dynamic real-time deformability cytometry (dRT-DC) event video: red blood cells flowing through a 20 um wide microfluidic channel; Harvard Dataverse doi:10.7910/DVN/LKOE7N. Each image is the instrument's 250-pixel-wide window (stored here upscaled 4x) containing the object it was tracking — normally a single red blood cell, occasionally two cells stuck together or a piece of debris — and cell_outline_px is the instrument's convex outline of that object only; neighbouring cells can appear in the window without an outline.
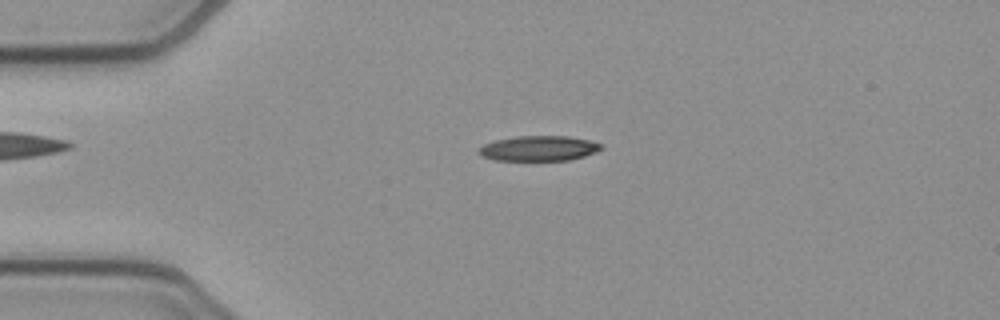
{"species": "common noctule bat (a hibernating species)", "species_latin": "Nyctalus noctula", "temperature_condition": "cold", "stored_images_in_passage": 52, "camera_frame_rate_fps": 3000, "um_per_image_px": 0.085, "animal": {"sex": "female", "body_mass_g": 21.9}, "frame": {"image": 1, "passage_image": 12, "time_ms": 3.667, "image_size_px": [1000, 320], "cell_outline_px": [[604, 148], [596, 152], [584, 156], [568, 160], [496, 160], [480, 156], [476, 152], [484, 144], [496, 140], [516, 136], [568, 136], [588, 140], [600, 144]], "centroid_in_image_um": [45.78, 12.61], "position_along_channel_um": 39.2, "area_um2": 17.86}}
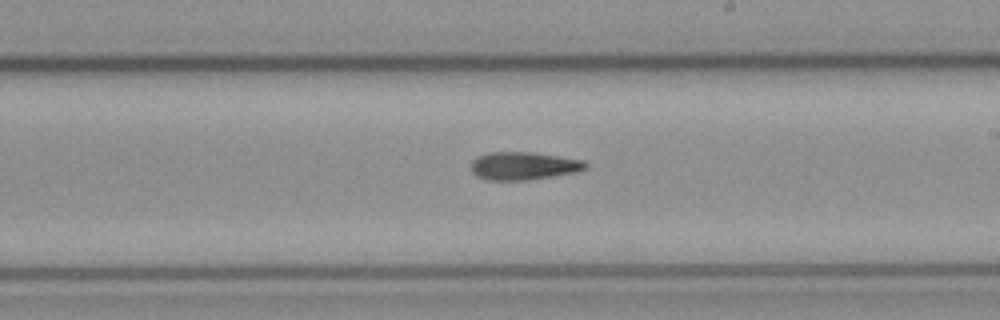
{"frame": {"image": 2, "passage_image": 30, "time_ms": 9.667, "image_size_px": [1000, 320], "cell_outline_px": [[588, 168], [576, 172], [528, 180], [488, 180], [476, 176], [472, 172], [472, 160], [476, 156], [488, 152], [532, 152], [584, 160], [588, 164]], "centroid_in_image_um": [44.5, 14.09], "position_along_channel_um": 244.5, "area_um2": 18.73}}
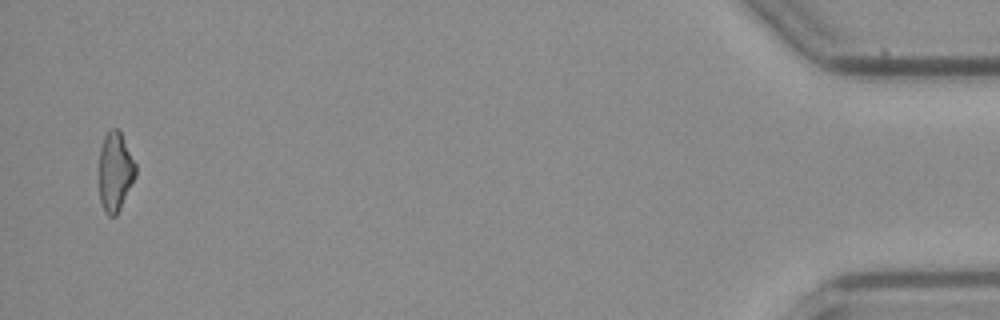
{"frame": {"image": 3, "passage_image": 51, "time_ms": 16.667, "image_size_px": [1000, 320], "cell_outline_px": [[136, 176], [116, 216], [108, 216], [104, 212], [100, 200], [100, 148], [104, 136], [112, 128], [120, 128], [136, 164]], "centroid_in_image_um": [9.81, 14.56], "position_along_channel_um": 425.4, "area_um2": 16.94}, "authors_computed_cell_mechanics": {"area_um2": 18.207, "velocity_mm_per_s": 3.898, "shape_relaxation_time_tau1_ms": 9.2357, "shape_relaxation_time_tau2_ms": null, "deformation_change_tau1": 0.2323, "deformation_change_tau2": null}}